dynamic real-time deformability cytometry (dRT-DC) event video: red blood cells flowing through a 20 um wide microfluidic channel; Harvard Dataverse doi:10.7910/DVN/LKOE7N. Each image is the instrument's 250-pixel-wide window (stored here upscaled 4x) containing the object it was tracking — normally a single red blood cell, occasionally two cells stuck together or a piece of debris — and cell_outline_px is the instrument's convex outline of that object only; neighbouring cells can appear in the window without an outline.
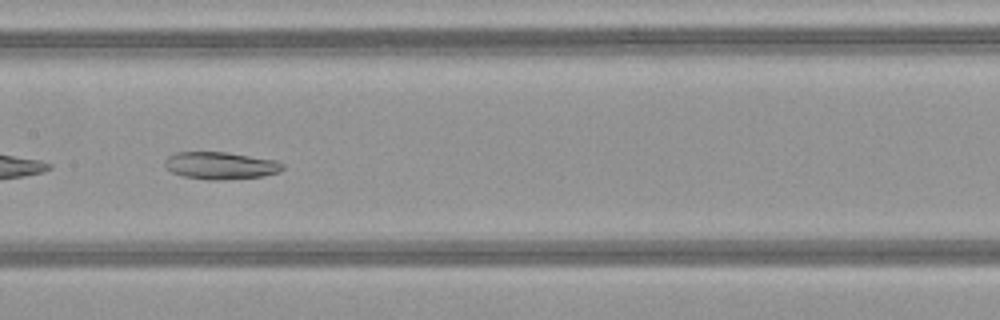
{"species": "common noctule bat (a hibernating species)", "species_latin": "Nyctalus noctula", "temperature_condition": "warm", "stored_images_in_passage": 41, "camera_frame_rate_fps": 3000, "um_per_image_px": 0.085, "animal": {"sex": "female", "body_mass_g": 21.9}, "frame": {"image": 1, "passage_image": 18, "time_ms": 5.667, "image_size_px": [1000, 320], "cell_outline_px": [[284, 168], [280, 172], [264, 176], [220, 180], [208, 180], [184, 176], [172, 172], [164, 164], [164, 160], [168, 156], [176, 152], [228, 152], [280, 160], [284, 164]], "centroid_in_image_um": [18.81, 14.06], "position_along_channel_um": 188.6, "area_um2": 19.02}}
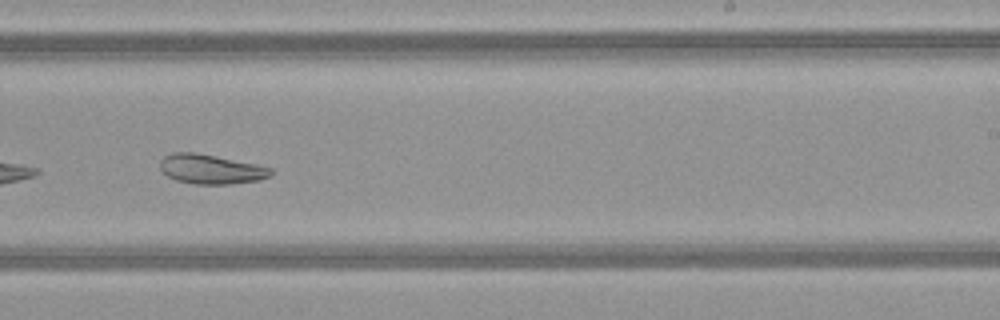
{"frame": {"image": 2, "passage_image": 24, "time_ms": 7.667, "image_size_px": [1000, 320], "cell_outline_px": [[272, 172], [268, 176], [260, 180], [228, 184], [192, 184], [176, 180], [168, 176], [160, 168], [160, 160], [164, 156], [172, 152], [192, 152], [216, 156], [256, 164], [272, 168]], "centroid_in_image_um": [17.9, 14.38], "position_along_channel_um": 271.1, "area_um2": 18.96}}